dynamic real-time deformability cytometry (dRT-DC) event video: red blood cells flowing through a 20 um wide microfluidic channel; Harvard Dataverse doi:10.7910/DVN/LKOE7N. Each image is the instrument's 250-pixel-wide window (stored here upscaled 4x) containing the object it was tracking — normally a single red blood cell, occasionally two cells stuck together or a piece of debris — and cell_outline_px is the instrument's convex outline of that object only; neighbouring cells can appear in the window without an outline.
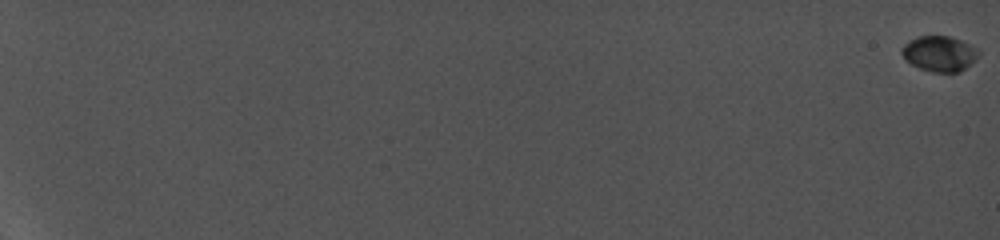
{"species": "common noctule bat (a hibernating species)", "species_latin": "Nyctalus noctula", "temperature_condition": "cold", "stored_images_in_passage": 23, "camera_frame_rate_fps": 5000, "um_per_image_px": 0.085, "animal": {"sex": "female", "body_mass_g": 19.0, "forearm_length_mm": 56.7}, "frame": {"image": 1, "passage_image": 1, "time_ms": 0.0, "image_size_px": [1000, 240], "cell_outline_px": [[980, 52], [960, 72], [932, 72], [920, 68], [904, 60], [900, 52], [900, 48], [904, 44], [920, 36], [948, 36], [960, 40], [976, 48]], "centroid_in_image_um": [79.79, 4.56], "position_along_channel_um": 5.2, "area_um2": 15.55}}
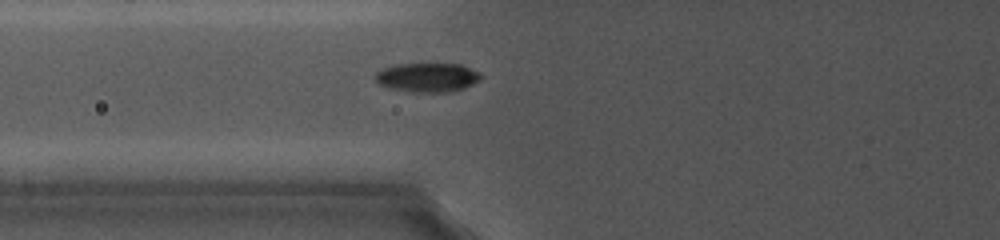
{"frame": {"image": 2, "passage_image": 15, "time_ms": 9.8, "image_size_px": [1000, 240], "cell_outline_px": [[484, 76], [480, 80], [464, 88], [452, 92], [408, 92], [388, 88], [380, 84], [372, 76], [376, 72], [384, 68], [396, 64], [460, 64], [480, 72]], "centroid_in_image_um": [36.33, 6.59], "position_along_channel_um": 89.5, "area_um2": 18.15}}
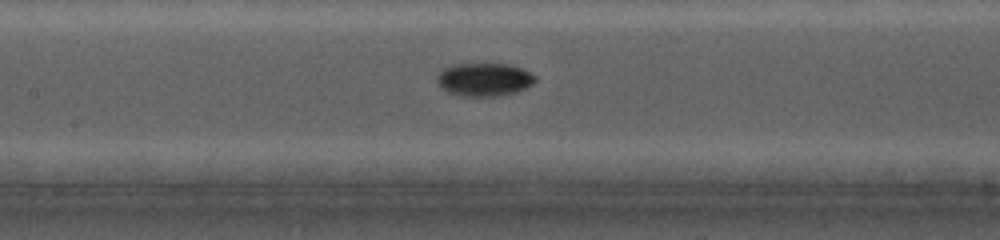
{"frame": {"image": 3, "passage_image": 18, "time_ms": 11.8, "image_size_px": [1000, 240], "cell_outline_px": [[536, 80], [532, 84], [516, 92], [496, 96], [460, 96], [448, 92], [440, 88], [436, 84], [436, 76], [444, 68], [452, 64], [508, 64], [520, 68], [536, 76]], "centroid_in_image_um": [41.1, 6.76], "position_along_channel_um": 166.3, "area_um2": 19.02}}